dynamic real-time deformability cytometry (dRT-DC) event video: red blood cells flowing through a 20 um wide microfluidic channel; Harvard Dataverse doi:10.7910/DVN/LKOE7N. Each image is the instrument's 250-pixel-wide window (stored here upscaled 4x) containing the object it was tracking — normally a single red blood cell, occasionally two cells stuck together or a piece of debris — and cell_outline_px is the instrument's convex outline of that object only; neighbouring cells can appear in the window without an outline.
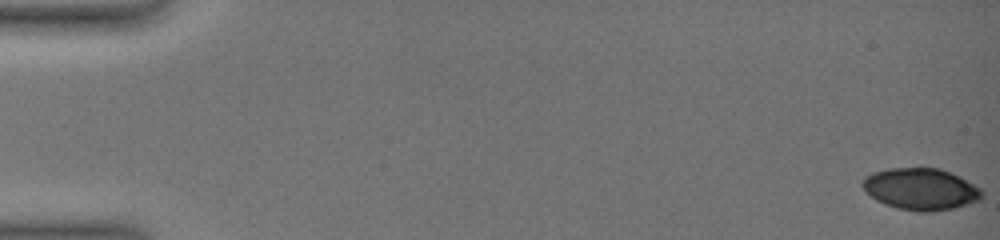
{"species": "common noctule bat (a hibernating species)", "species_latin": "Nyctalus noctula", "temperature_condition": "warm", "stored_images_in_passage": 6, "camera_frame_rate_fps": 3000, "um_per_image_px": 0.085, "animal": {"sex": "female", "body_mass_g": 19.0, "forearm_length_mm": 51.5}, "frame": {"image": 1, "passage_image": 1, "time_ms": 0.0, "image_size_px": [1000, 240], "cell_outline_px": [[984, 196], [980, 200], [968, 204], [952, 208], [932, 212], [916, 212], [896, 208], [884, 204], [876, 200], [860, 184], [864, 176], [872, 172], [888, 168], [940, 168], [960, 176], [980, 188], [984, 192]], "centroid_in_image_um": [78.27, 16.07], "position_along_channel_um": 6.7, "area_um2": 29.3}}
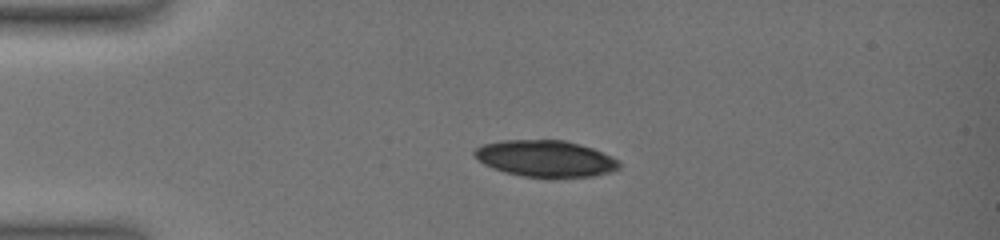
{"frame": {"image": 2, "passage_image": 5, "time_ms": 4.333, "image_size_px": [1000, 240], "cell_outline_px": [[620, 168], [596, 176], [552, 180], [524, 176], [504, 172], [492, 168], [476, 160], [472, 156], [472, 152], [480, 144], [500, 140], [564, 140], [580, 144], [592, 148], [620, 160]], "centroid_in_image_um": [46.34, 13.51], "position_along_channel_um": 38.7, "area_um2": 31.79}}